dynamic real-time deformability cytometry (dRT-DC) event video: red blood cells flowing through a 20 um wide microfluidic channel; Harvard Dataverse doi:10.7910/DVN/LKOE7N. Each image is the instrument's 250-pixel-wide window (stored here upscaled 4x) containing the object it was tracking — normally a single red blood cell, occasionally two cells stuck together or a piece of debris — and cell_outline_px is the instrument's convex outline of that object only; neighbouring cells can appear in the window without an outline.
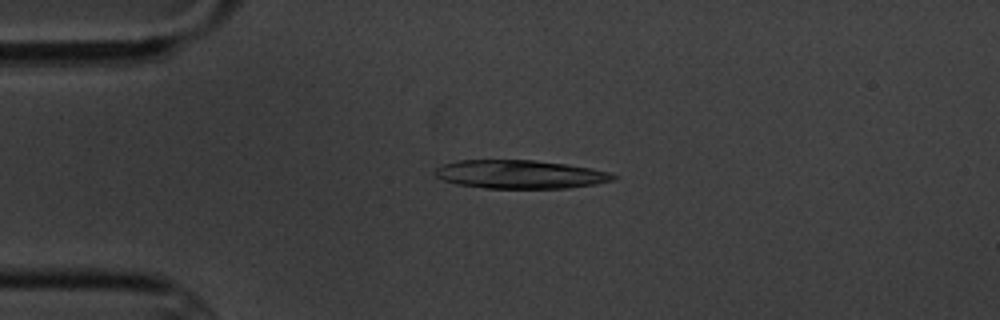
{"species": "common noctule bat (a hibernating species)", "species_latin": "Nyctalus noctula", "temperature_condition": "cold", "stored_images_in_passage": 4, "camera_frame_rate_fps": 3000, "um_per_image_px": 0.085, "animal": {"sex": "male", "body_mass_g": 20.1, "forearm_length_mm": 53.5}, "frame": {"image": 1, "passage_image": 4, "time_ms": 3.667, "image_size_px": [1000, 320], "cell_outline_px": [[620, 176], [616, 180], [596, 184], [568, 188], [484, 188], [456, 184], [444, 180], [436, 176], [432, 172], [436, 168], [444, 164], [456, 160], [536, 160], [592, 168], [608, 172]], "centroid_in_image_um": [44.23, 14.82], "position_along_channel_um": 40.8, "area_um2": 29.77}}